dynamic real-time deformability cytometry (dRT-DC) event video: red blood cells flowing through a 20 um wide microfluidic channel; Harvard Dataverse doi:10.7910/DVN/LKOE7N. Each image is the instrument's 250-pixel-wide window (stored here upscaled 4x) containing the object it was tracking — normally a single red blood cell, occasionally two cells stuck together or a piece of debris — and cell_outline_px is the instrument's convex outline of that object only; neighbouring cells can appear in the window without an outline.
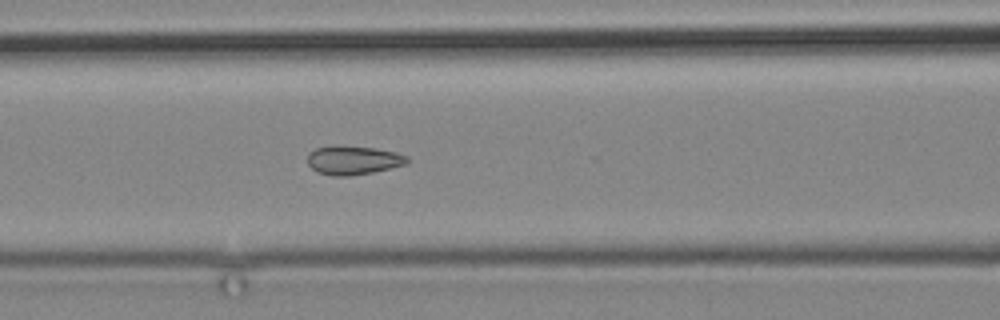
{"species": "common noctule bat (a hibernating species)", "species_latin": "Nyctalus noctula", "temperature_condition": "cold", "stored_images_in_passage": 4, "camera_frame_rate_fps": 3000, "um_per_image_px": 0.085, "animal": {"sex": "male", "body_mass_g": 19.2, "forearm_length_mm": 51.8}, "frame": {"image": 1, "passage_image": 4, "time_ms": 3.333, "image_size_px": [1000, 320], "cell_outline_px": [[408, 164], [372, 172], [348, 176], [332, 176], [316, 172], [308, 164], [308, 152], [316, 148], [376, 148], [396, 152], [408, 156]], "centroid_in_image_um": [30.05, 13.66], "position_along_channel_um": 136.5, "area_um2": 16.18}}